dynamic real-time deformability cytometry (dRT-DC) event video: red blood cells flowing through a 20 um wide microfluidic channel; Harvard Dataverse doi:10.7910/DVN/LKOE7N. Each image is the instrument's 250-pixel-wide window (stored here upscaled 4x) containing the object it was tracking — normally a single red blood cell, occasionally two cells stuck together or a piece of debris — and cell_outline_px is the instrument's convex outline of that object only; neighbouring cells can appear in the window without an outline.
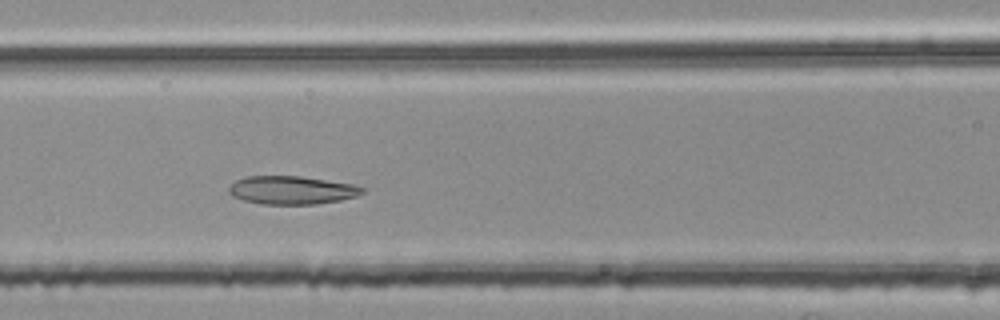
{"species": "common noctule bat (a hibernating species)", "species_latin": "Nyctalus noctula", "temperature_condition": "room temperature", "stored_images_in_passage": 34, "camera_frame_rate_fps": 3000, "um_per_image_px": 0.085, "animal": {"sex": "female", "body_mass_g": 25.1}, "frame": {"image": 1, "passage_image": 9, "time_ms": 2.667, "image_size_px": [1000, 320], "cell_outline_px": [[368, 188], [364, 192], [356, 196], [340, 200], [316, 204], [264, 204], [244, 200], [232, 196], [228, 192], [228, 188], [236, 180], [248, 176], [300, 176], [352, 184]], "centroid_in_image_um": [24.82, 16.16], "position_along_channel_um": 141.8, "area_um2": 21.91}}
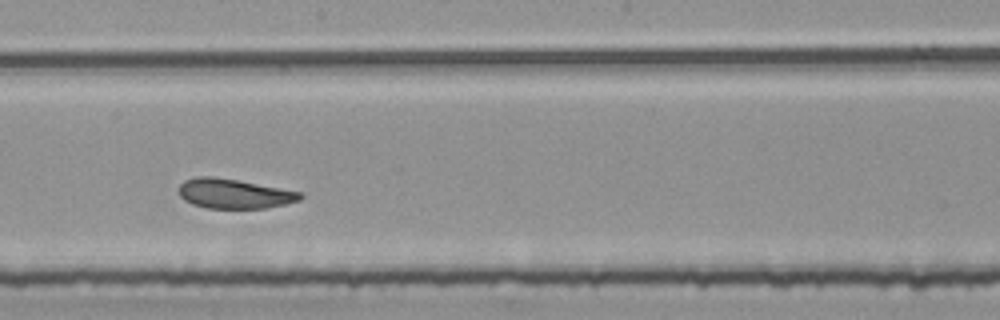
{"frame": {"image": 2, "passage_image": 16, "time_ms": 5.0, "image_size_px": [1000, 320], "cell_outline_px": [[304, 196], [300, 200], [284, 204], [264, 208], [208, 208], [192, 204], [184, 200], [180, 196], [180, 184], [184, 180], [196, 176], [212, 176], [236, 180], [300, 192]], "centroid_in_image_um": [19.86, 16.46], "position_along_channel_um": 228.3, "area_um2": 20.69}}
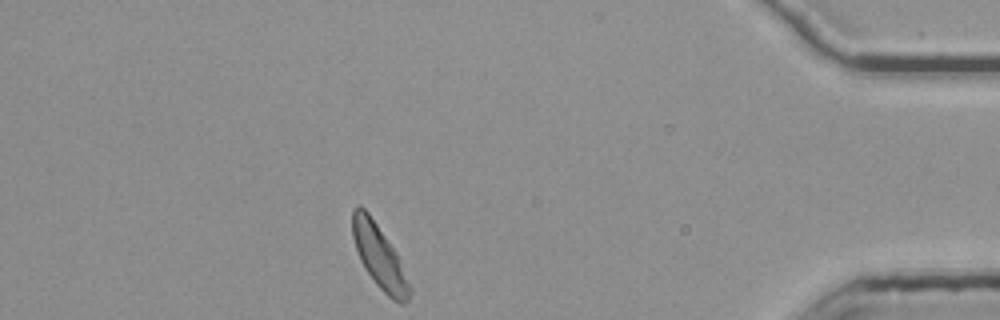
{"frame": {"image": 3, "passage_image": 34, "time_ms": 11.0, "image_size_px": [1000, 320], "cell_outline_px": [[412, 292], [408, 300], [404, 304], [400, 304], [392, 300], [376, 284], [364, 268], [360, 260], [352, 236], [352, 208], [356, 204], [360, 204], [368, 212], [396, 252], [412, 288]], "centroid_in_image_um": [32.24, 21.82], "position_along_channel_um": 403.0, "area_um2": 21.15}}